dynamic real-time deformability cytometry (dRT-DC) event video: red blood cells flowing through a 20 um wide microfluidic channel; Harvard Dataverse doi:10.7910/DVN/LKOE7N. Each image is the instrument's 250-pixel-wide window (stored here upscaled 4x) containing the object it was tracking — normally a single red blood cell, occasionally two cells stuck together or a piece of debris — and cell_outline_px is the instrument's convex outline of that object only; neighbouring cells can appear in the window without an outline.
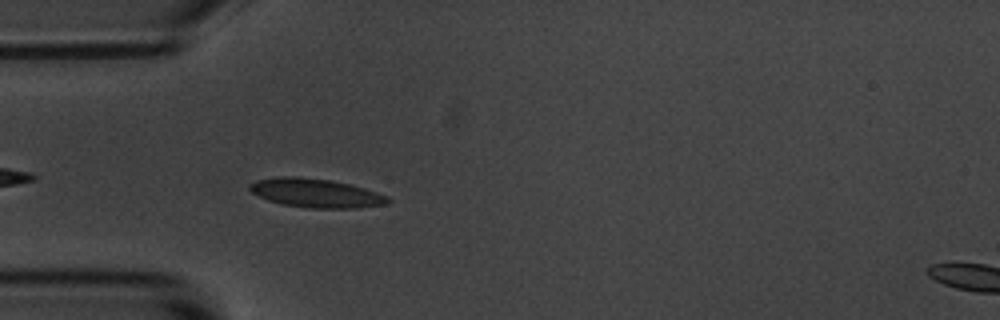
{"species": "common noctule bat (a hibernating species)", "species_latin": "Nyctalus noctula", "temperature_condition": "room temperature", "stored_images_in_passage": 43, "camera_frame_rate_fps": 3000, "um_per_image_px": 0.085, "animal": {"sex": "male", "body_mass_g": 20.1, "forearm_length_mm": 53.5}, "frame": {"image": 1, "passage_image": 4, "time_ms": 1.0, "image_size_px": [1000, 320], "cell_outline_px": [[392, 200], [384, 204], [356, 208], [308, 208], [284, 204], [268, 200], [252, 192], [248, 188], [248, 184], [256, 180], [280, 176], [296, 176], [328, 180], [348, 184], [364, 188], [388, 196]], "centroid_in_image_um": [26.83, 16.41], "position_along_channel_um": 58.2, "area_um2": 23.0}}
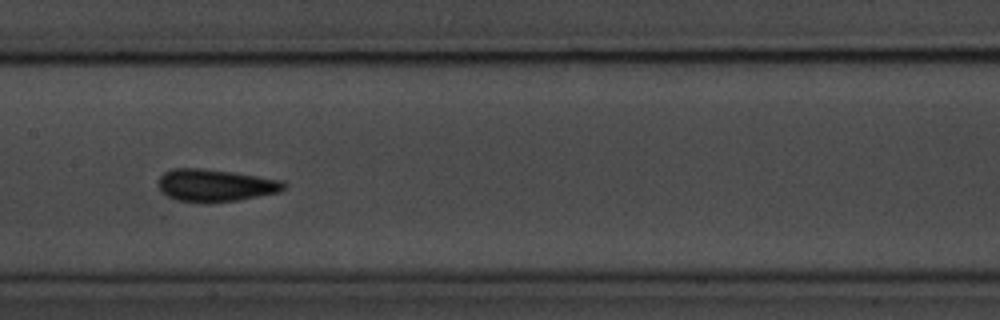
{"frame": {"image": 2, "passage_image": 15, "time_ms": 4.667, "image_size_px": [1000, 320], "cell_outline_px": [[288, 184], [280, 192], [236, 200], [176, 200], [160, 192], [160, 176], [164, 172], [172, 168], [204, 168], [232, 172], [284, 180]], "centroid_in_image_um": [18.34, 15.71], "position_along_channel_um": 189.1, "area_um2": 23.06}}
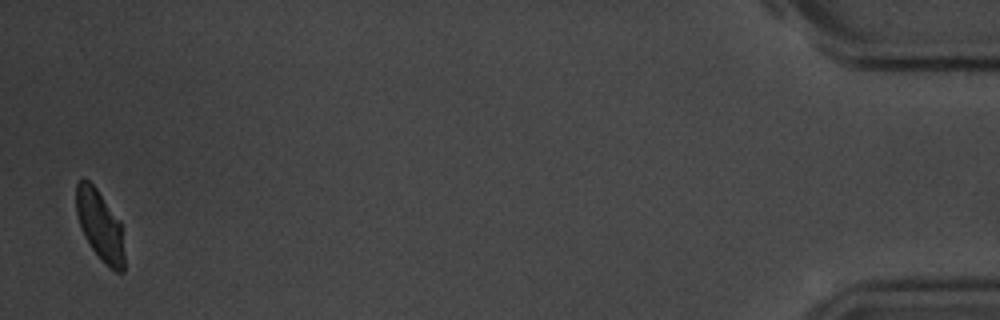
{"frame": {"image": 3, "passage_image": 42, "time_ms": 13.667, "image_size_px": [1000, 320], "cell_outline_px": [[124, 272], [116, 272], [108, 268], [92, 248], [84, 236], [80, 228], [76, 212], [76, 184], [84, 176], [96, 188], [120, 220], [124, 256]], "centroid_in_image_um": [8.49, 19.16], "position_along_channel_um": 426.7, "area_um2": 19.77}, "authors_computed_cell_mechanics": {"area_um2": 22.1374, "velocity_mm_per_s": 3.6401, "shape_relaxation_time_tau1_ms": 3.0439, "shape_relaxation_time_tau2_ms": null, "deformation_change_tau1": 0.0897, "deformation_change_tau2": null}}